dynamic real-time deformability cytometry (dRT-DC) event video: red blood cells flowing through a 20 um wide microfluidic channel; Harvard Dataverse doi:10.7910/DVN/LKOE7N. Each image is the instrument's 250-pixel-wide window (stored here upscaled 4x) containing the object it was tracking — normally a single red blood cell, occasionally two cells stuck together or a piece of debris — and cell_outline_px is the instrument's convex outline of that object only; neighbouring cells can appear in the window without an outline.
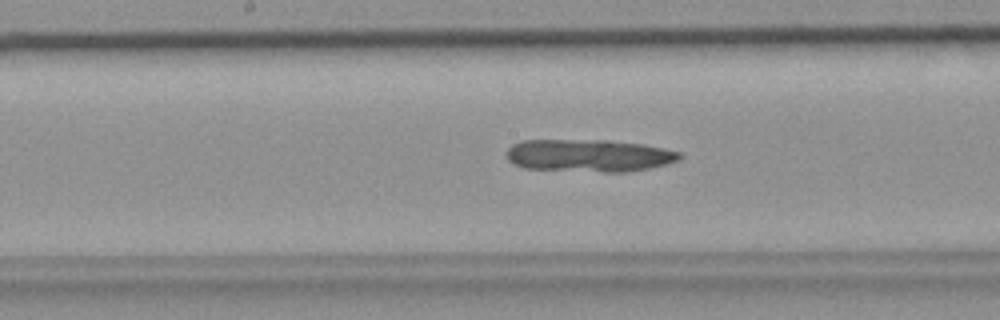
{"species": "common noctule bat (a hibernating species)", "species_latin": "Nyctalus noctula", "temperature_condition": "room temperature", "stored_images_in_passage": 26, "camera_frame_rate_fps": 3000, "um_per_image_px": 0.085, "animal": {"sex": "female", "body_mass_g": 19.9}, "frame": {"image": 1, "passage_image": 12, "time_ms": 3.667, "image_size_px": [1000, 320], "cell_outline_px": [[680, 160], [668, 164], [628, 172], [604, 172], [524, 168], [512, 164], [508, 160], [508, 148], [512, 144], [520, 140], [608, 140], [644, 144], [664, 148], [680, 152]], "centroid_in_image_um": [50.06, 13.22], "position_along_channel_um": 198.1, "area_um2": 32.95}}
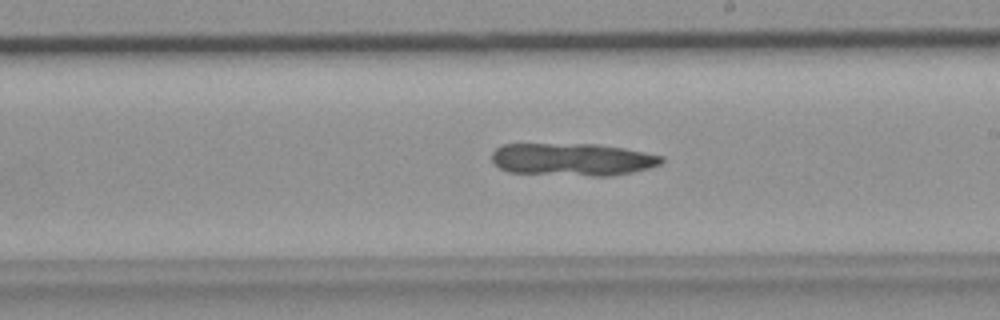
{"frame": {"image": 2, "passage_image": 15, "time_ms": 4.667, "image_size_px": [1000, 320], "cell_outline_px": [[664, 160], [660, 164], [648, 168], [632, 172], [612, 176], [592, 176], [508, 172], [500, 168], [492, 160], [492, 152], [496, 148], [504, 144], [596, 144], [624, 148], [664, 156]], "centroid_in_image_um": [48.67, 13.55], "position_along_channel_um": 240.3, "area_um2": 32.25}}